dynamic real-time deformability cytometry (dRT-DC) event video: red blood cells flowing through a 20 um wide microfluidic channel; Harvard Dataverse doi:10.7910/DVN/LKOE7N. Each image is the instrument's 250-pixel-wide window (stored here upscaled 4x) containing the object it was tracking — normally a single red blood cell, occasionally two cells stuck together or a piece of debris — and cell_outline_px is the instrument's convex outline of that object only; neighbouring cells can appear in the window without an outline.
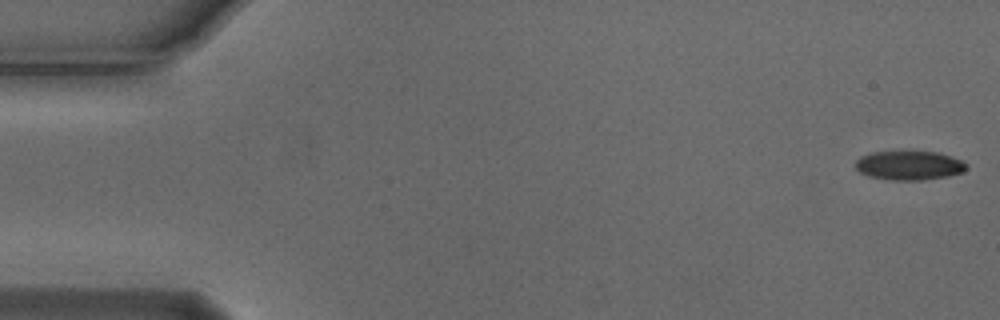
{"species": "Egyptian fruit bat (a non-hibernating species)", "species_latin": "Rousettus aegyptiacus", "temperature_condition": "cold", "stored_images_in_passage": 5, "camera_frame_rate_fps": 3000, "um_per_image_px": 0.085, "animal": {"sex": "male"}, "frame": {"image": 1, "passage_image": 1, "time_ms": 0.0, "image_size_px": [1000, 320], "cell_outline_px": [[968, 168], [964, 172], [948, 176], [920, 180], [892, 180], [868, 176], [860, 172], [856, 168], [856, 160], [860, 156], [872, 152], [936, 152], [952, 156], [964, 160], [968, 164]], "centroid_in_image_um": [77.33, 14.06], "position_along_channel_um": 7.7, "area_um2": 18.9}}